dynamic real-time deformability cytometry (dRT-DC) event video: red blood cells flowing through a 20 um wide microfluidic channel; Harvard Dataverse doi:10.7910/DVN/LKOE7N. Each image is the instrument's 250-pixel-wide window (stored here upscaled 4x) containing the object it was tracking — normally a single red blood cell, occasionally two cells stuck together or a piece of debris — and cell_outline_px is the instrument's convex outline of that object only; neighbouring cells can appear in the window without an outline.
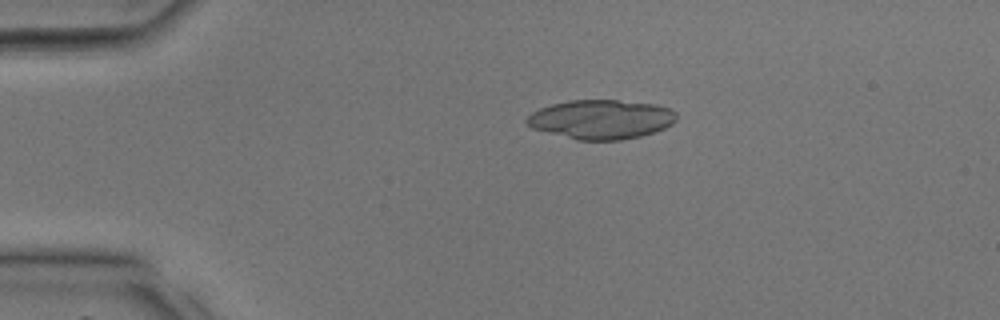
{"species": "common noctule bat (a hibernating species)", "species_latin": "Nyctalus noctula", "temperature_condition": "room temperature", "stored_images_in_passage": 8, "camera_frame_rate_fps": 3000, "um_per_image_px": 0.085, "animal": {"sex": "male", "body_mass_g": 17.9, "forearm_length_mm": 54.2}, "frame": {"image": 1, "passage_image": 1, "time_ms": 0.0, "image_size_px": [1000, 320], "cell_outline_px": [[676, 120], [672, 124], [664, 128], [640, 136], [620, 140], [576, 140], [532, 128], [524, 124], [524, 120], [532, 112], [540, 108], [552, 104], [568, 100], [616, 100], [656, 104], [668, 108], [676, 112]], "centroid_in_image_um": [51.06, 10.14], "position_along_channel_um": 33.9, "area_um2": 34.28}}